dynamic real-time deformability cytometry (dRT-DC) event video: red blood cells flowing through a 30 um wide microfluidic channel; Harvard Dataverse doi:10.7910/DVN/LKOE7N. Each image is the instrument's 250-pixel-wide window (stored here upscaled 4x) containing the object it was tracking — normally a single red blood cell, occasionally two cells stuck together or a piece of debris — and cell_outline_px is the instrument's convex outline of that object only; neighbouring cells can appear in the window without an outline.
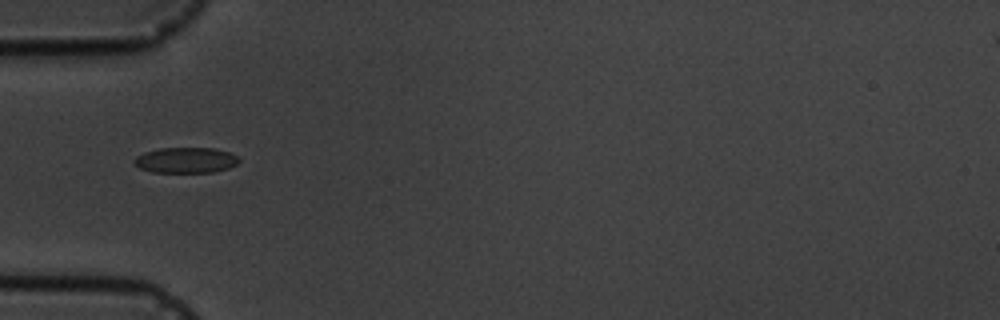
{"species": "common noctule bat (a hibernating species)", "species_latin": "Nyctalus noctula", "temperature_condition": "cold", "stored_images_in_passage": 17, "camera_frame_rate_fps": 3000, "um_per_image_px": 0.085, "animal": {"sex": "male", "body_mass_g": 19.5, "forearm_length_mm": 54.6}, "frame": {"image": 1, "passage_image": 6, "time_ms": 6.0, "image_size_px": [1000, 320], "cell_outline_px": [[240, 160], [236, 164], [228, 168], [212, 172], [152, 172], [140, 168], [132, 160], [136, 156], [144, 152], [160, 148], [212, 148], [228, 152], [236, 156]], "centroid_in_image_um": [15.76, 13.61], "position_along_channel_um": 69.2, "area_um2": 15.49}}
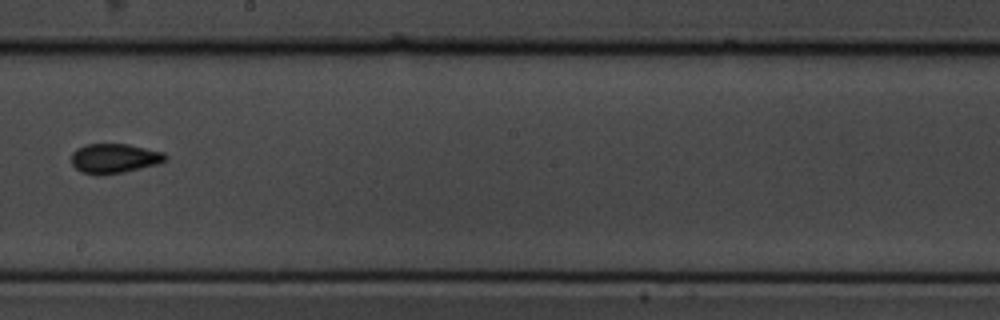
{"frame": {"image": 2, "passage_image": 10, "time_ms": 10.667, "image_size_px": [1000, 320], "cell_outline_px": [[168, 160], [156, 164], [124, 172], [100, 176], [80, 172], [72, 164], [72, 152], [76, 148], [88, 144], [128, 144], [164, 152], [168, 156]], "centroid_in_image_um": [9.72, 13.47], "position_along_channel_um": 238.5, "area_um2": 16.36}}
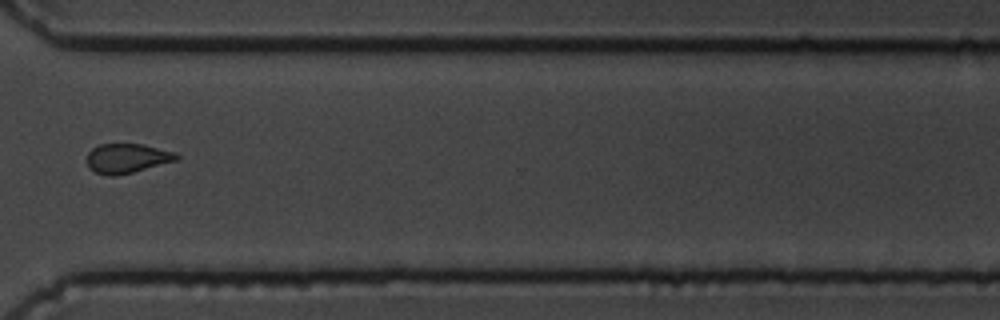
{"frame": {"image": 3, "passage_image": 13, "time_ms": 14.0, "image_size_px": [1000, 320], "cell_outline_px": [[180, 156], [176, 160], [132, 172], [112, 176], [108, 176], [96, 172], [88, 168], [88, 152], [92, 148], [100, 144], [144, 144], [176, 152]], "centroid_in_image_um": [10.79, 13.44], "position_along_channel_um": 359.8, "area_um2": 15.26}, "authors_computed_cell_mechanics": {"area_um2": 15.606, "velocity_mm_per_s": 3.6469, "shape_relaxation_time_tau1_ms": 2.0069, "shape_relaxation_time_tau2_ms": 2.9634, "deformation_change_tau1": 0.0791, "deformation_change_tau2": 0.0542}}